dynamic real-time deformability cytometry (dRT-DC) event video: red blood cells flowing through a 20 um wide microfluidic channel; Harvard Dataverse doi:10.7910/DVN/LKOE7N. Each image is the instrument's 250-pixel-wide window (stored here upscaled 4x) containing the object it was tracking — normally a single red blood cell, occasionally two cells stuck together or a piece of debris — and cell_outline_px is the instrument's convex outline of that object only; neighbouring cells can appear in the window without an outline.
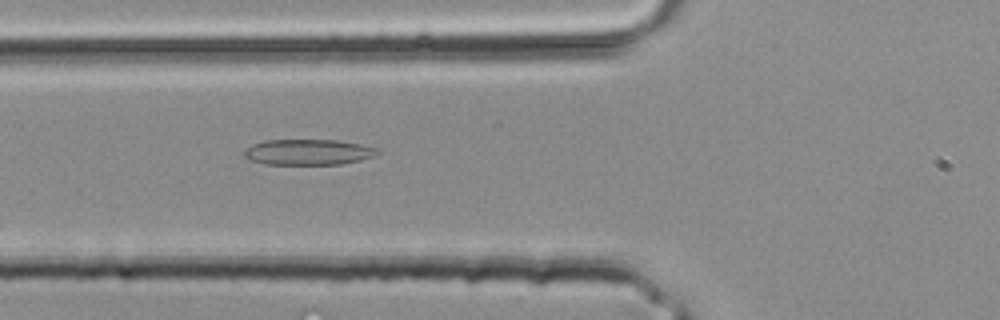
{"species": "common noctule bat (a hibernating species)", "species_latin": "Nyctalus noctula", "temperature_condition": "room temperature", "stored_images_in_passage": 2, "camera_frame_rate_fps": 3000, "um_per_image_px": 0.085, "animal": {"sex": "male", "body_mass_g": 20.4}, "frame": {"image": 1, "passage_image": 2, "time_ms": 0.333, "image_size_px": [1000, 320], "cell_outline_px": [[380, 152], [376, 156], [360, 160], [340, 164], [264, 164], [252, 160], [244, 156], [244, 152], [252, 144], [264, 140], [336, 140], [360, 144], [380, 148]], "centroid_in_image_um": [26.25, 12.92], "position_along_channel_um": 99.6, "area_um2": 19.94}}